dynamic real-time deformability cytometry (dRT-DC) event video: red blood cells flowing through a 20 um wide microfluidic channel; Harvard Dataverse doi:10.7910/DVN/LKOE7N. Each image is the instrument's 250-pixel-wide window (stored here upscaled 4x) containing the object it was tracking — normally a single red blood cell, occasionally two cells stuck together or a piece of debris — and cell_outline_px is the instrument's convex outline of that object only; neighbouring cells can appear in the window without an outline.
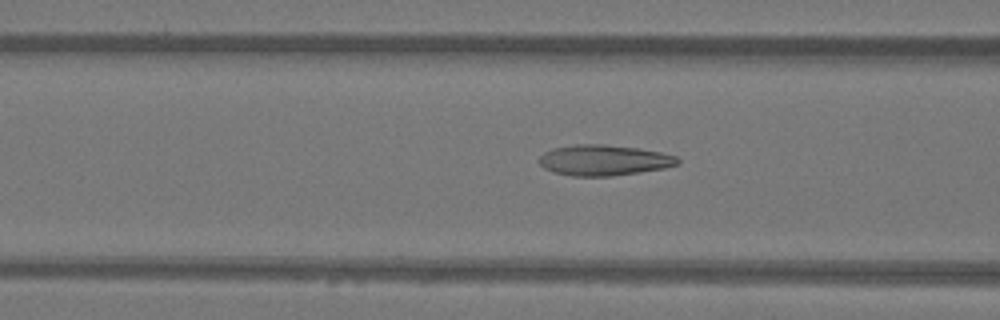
{"species": "Egyptian fruit bat (a non-hibernating species)", "species_latin": "Rousettus aegyptiacus", "temperature_condition": "warm", "stored_images_in_passage": 35, "camera_frame_rate_fps": 3000, "um_per_image_px": 0.085, "animal": {"sex": "female"}, "frame": {"image": 1, "passage_image": 5, "time_ms": 1.333, "image_size_px": [1000, 320], "cell_outline_px": [[680, 160], [676, 164], [664, 168], [640, 172], [612, 176], [572, 176], [552, 172], [544, 168], [540, 164], [540, 156], [544, 152], [552, 148], [576, 144], [604, 144], [640, 148], [660, 152], [676, 156]], "centroid_in_image_um": [51.31, 13.61], "position_along_channel_um": 115.3, "area_um2": 24.8}}
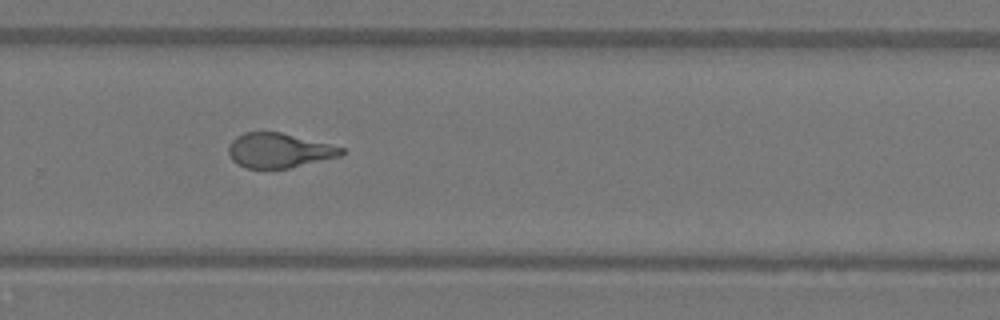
{"frame": {"image": 2, "passage_image": 19, "time_ms": 6.0, "image_size_px": [1000, 320], "cell_outline_px": [[344, 152], [340, 156], [288, 168], [248, 168], [236, 164], [232, 160], [228, 152], [228, 148], [232, 140], [236, 136], [244, 132], [280, 132], [344, 148]], "centroid_in_image_um": [23.67, 12.79], "position_along_channel_um": 306.1, "area_um2": 22.48}}
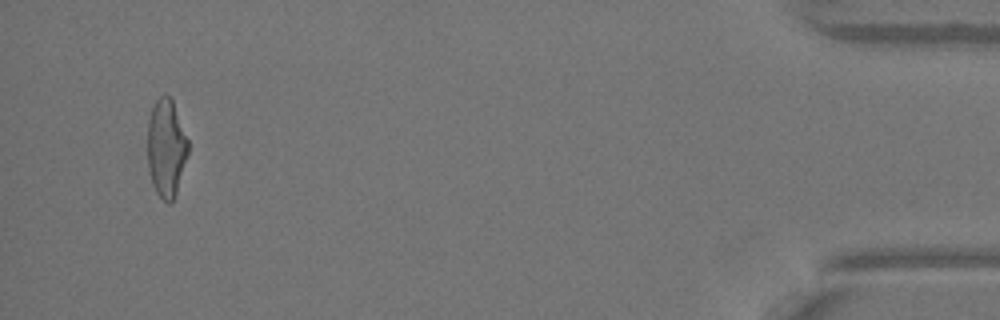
{"frame": {"image": 3, "passage_image": 33, "time_ms": 10.667, "image_size_px": [1000, 320], "cell_outline_px": [[188, 152], [176, 196], [172, 204], [168, 204], [156, 192], [152, 184], [148, 168], [148, 120], [152, 104], [164, 92], [172, 100], [188, 140]], "centroid_in_image_um": [14.12, 12.6], "position_along_channel_um": 421.1, "area_um2": 23.29}, "authors_computed_cell_mechanics": {"area_um2": 23.7558, "velocity_mm_per_s": 4.0939, "shape_relaxation_time_tau1_ms": 6.8702, "shape_relaxation_time_tau2_ms": 1.2134, "deformation_change_tau1": 0.2397, "deformation_change_tau2": 0.0973}}